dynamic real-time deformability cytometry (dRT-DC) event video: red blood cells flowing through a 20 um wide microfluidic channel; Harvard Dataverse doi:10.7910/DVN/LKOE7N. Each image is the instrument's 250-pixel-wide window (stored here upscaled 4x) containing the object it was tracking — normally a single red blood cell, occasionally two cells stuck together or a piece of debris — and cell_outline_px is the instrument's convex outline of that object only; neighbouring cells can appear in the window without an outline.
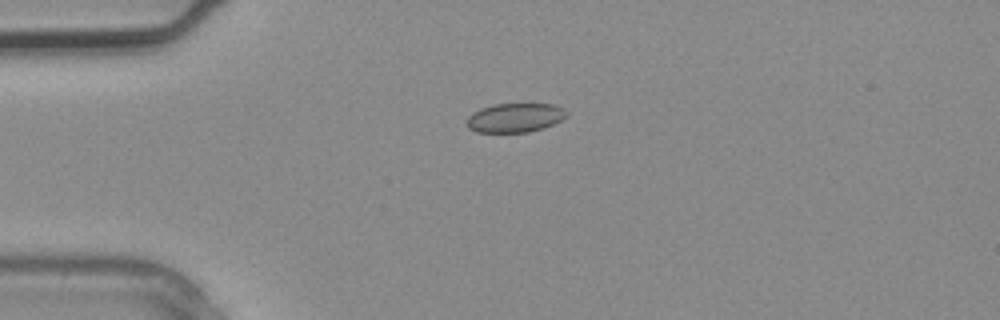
{"species": "common noctule bat (a hibernating species)", "species_latin": "Nyctalus noctula", "temperature_condition": "warm", "stored_images_in_passage": 4, "camera_frame_rate_fps": 3000, "um_per_image_px": 0.085, "animal": {"sex": "male", "body_mass_g": 20.4}, "frame": {"image": 1, "passage_image": 4, "time_ms": 1.0, "image_size_px": [1000, 320], "cell_outline_px": [[568, 116], [544, 128], [528, 132], [476, 132], [468, 128], [464, 120], [472, 112], [480, 108], [492, 104], [556, 104], [564, 108], [568, 112]], "centroid_in_image_um": [43.75, 10.0], "position_along_channel_um": 41.3, "area_um2": 17.22}}